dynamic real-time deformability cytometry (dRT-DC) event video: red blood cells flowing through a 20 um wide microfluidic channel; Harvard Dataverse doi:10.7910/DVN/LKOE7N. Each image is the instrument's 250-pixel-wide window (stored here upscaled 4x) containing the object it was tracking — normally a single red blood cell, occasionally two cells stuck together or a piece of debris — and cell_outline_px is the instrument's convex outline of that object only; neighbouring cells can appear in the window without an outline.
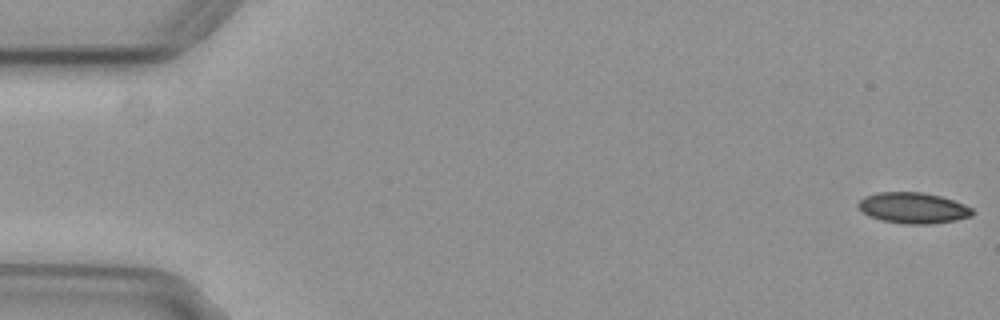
{"species": "common noctule bat (a hibernating species)", "species_latin": "Nyctalus noctula", "temperature_condition": "cold", "stored_images_in_passage": 11, "camera_frame_rate_fps": 3000, "um_per_image_px": 0.085, "animal": {"sex": "female", "body_mass_g": 29.2, "forearm_length_mm": 56.3}, "frame": {"image": 1, "passage_image": 1, "time_ms": 0.0, "image_size_px": [1000, 320], "cell_outline_px": [[972, 216], [956, 220], [932, 224], [904, 224], [880, 220], [868, 216], [860, 212], [856, 204], [864, 196], [880, 192], [924, 192], [940, 196], [964, 204], [972, 208]], "centroid_in_image_um": [77.57, 17.68], "position_along_channel_um": 7.4, "area_um2": 20.75}}